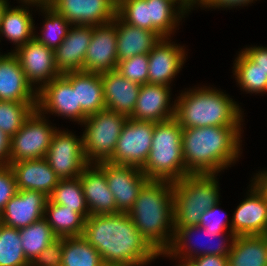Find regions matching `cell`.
<instances>
[{
    "instance_id": "cell-1",
    "label": "cell",
    "mask_w": 267,
    "mask_h": 266,
    "mask_svg": "<svg viewBox=\"0 0 267 266\" xmlns=\"http://www.w3.org/2000/svg\"><path fill=\"white\" fill-rule=\"evenodd\" d=\"M82 237L99 252L105 266H147L159 258L128 213L90 215Z\"/></svg>"
},
{
    "instance_id": "cell-2",
    "label": "cell",
    "mask_w": 267,
    "mask_h": 266,
    "mask_svg": "<svg viewBox=\"0 0 267 266\" xmlns=\"http://www.w3.org/2000/svg\"><path fill=\"white\" fill-rule=\"evenodd\" d=\"M242 129L222 126L183 128L186 171L189 174H218L234 165L242 154Z\"/></svg>"
},
{
    "instance_id": "cell-3",
    "label": "cell",
    "mask_w": 267,
    "mask_h": 266,
    "mask_svg": "<svg viewBox=\"0 0 267 266\" xmlns=\"http://www.w3.org/2000/svg\"><path fill=\"white\" fill-rule=\"evenodd\" d=\"M137 230L157 251L165 252L174 236L173 182L148 180L128 212Z\"/></svg>"
},
{
    "instance_id": "cell-4",
    "label": "cell",
    "mask_w": 267,
    "mask_h": 266,
    "mask_svg": "<svg viewBox=\"0 0 267 266\" xmlns=\"http://www.w3.org/2000/svg\"><path fill=\"white\" fill-rule=\"evenodd\" d=\"M174 101V118L182 128L242 127L244 124L241 106L226 92L210 85H198L187 91L185 88Z\"/></svg>"
},
{
    "instance_id": "cell-5",
    "label": "cell",
    "mask_w": 267,
    "mask_h": 266,
    "mask_svg": "<svg viewBox=\"0 0 267 266\" xmlns=\"http://www.w3.org/2000/svg\"><path fill=\"white\" fill-rule=\"evenodd\" d=\"M182 130L174 117L155 123L150 153L141 168L149 180L174 182L189 175L183 158Z\"/></svg>"
},
{
    "instance_id": "cell-6",
    "label": "cell",
    "mask_w": 267,
    "mask_h": 266,
    "mask_svg": "<svg viewBox=\"0 0 267 266\" xmlns=\"http://www.w3.org/2000/svg\"><path fill=\"white\" fill-rule=\"evenodd\" d=\"M218 174H189L173 182L175 228L198 225L202 215L220 202Z\"/></svg>"
},
{
    "instance_id": "cell-7",
    "label": "cell",
    "mask_w": 267,
    "mask_h": 266,
    "mask_svg": "<svg viewBox=\"0 0 267 266\" xmlns=\"http://www.w3.org/2000/svg\"><path fill=\"white\" fill-rule=\"evenodd\" d=\"M127 120L126 115L105 109L89 115L82 122L81 127H85L82 132L83 150L88 163L108 161L113 156Z\"/></svg>"
},
{
    "instance_id": "cell-8",
    "label": "cell",
    "mask_w": 267,
    "mask_h": 266,
    "mask_svg": "<svg viewBox=\"0 0 267 266\" xmlns=\"http://www.w3.org/2000/svg\"><path fill=\"white\" fill-rule=\"evenodd\" d=\"M197 233L205 235L207 240L197 239L198 242L193 241L194 235ZM234 238L235 235L232 232L217 233L216 231H208L198 225L179 227L174 229L171 246L165 252H159V256L170 257L177 260L176 262L179 260L188 261L200 255L228 256ZM201 241L204 243H201Z\"/></svg>"
},
{
    "instance_id": "cell-9",
    "label": "cell",
    "mask_w": 267,
    "mask_h": 266,
    "mask_svg": "<svg viewBox=\"0 0 267 266\" xmlns=\"http://www.w3.org/2000/svg\"><path fill=\"white\" fill-rule=\"evenodd\" d=\"M47 118L35 109L25 120L21 129L11 137L9 163L45 158L58 129Z\"/></svg>"
},
{
    "instance_id": "cell-10",
    "label": "cell",
    "mask_w": 267,
    "mask_h": 266,
    "mask_svg": "<svg viewBox=\"0 0 267 266\" xmlns=\"http://www.w3.org/2000/svg\"><path fill=\"white\" fill-rule=\"evenodd\" d=\"M45 159L60 179L79 177L89 164L84 156L83 136L58 128L53 134Z\"/></svg>"
},
{
    "instance_id": "cell-11",
    "label": "cell",
    "mask_w": 267,
    "mask_h": 266,
    "mask_svg": "<svg viewBox=\"0 0 267 266\" xmlns=\"http://www.w3.org/2000/svg\"><path fill=\"white\" fill-rule=\"evenodd\" d=\"M154 126V122L128 118L123 125L114 154L108 162L141 169L150 153Z\"/></svg>"
},
{
    "instance_id": "cell-12",
    "label": "cell",
    "mask_w": 267,
    "mask_h": 266,
    "mask_svg": "<svg viewBox=\"0 0 267 266\" xmlns=\"http://www.w3.org/2000/svg\"><path fill=\"white\" fill-rule=\"evenodd\" d=\"M36 109L43 115H56L65 119H72L80 126L88 117L80 105H77L76 90L61 75L44 85L37 91Z\"/></svg>"
},
{
    "instance_id": "cell-13",
    "label": "cell",
    "mask_w": 267,
    "mask_h": 266,
    "mask_svg": "<svg viewBox=\"0 0 267 266\" xmlns=\"http://www.w3.org/2000/svg\"><path fill=\"white\" fill-rule=\"evenodd\" d=\"M12 53L19 60L26 79L36 91L61 76L55 64L54 50L35 38Z\"/></svg>"
},
{
    "instance_id": "cell-14",
    "label": "cell",
    "mask_w": 267,
    "mask_h": 266,
    "mask_svg": "<svg viewBox=\"0 0 267 266\" xmlns=\"http://www.w3.org/2000/svg\"><path fill=\"white\" fill-rule=\"evenodd\" d=\"M98 164L105 170L108 187L113 193L117 210L128 213L149 178L135 166L112 164L108 161Z\"/></svg>"
},
{
    "instance_id": "cell-15",
    "label": "cell",
    "mask_w": 267,
    "mask_h": 266,
    "mask_svg": "<svg viewBox=\"0 0 267 266\" xmlns=\"http://www.w3.org/2000/svg\"><path fill=\"white\" fill-rule=\"evenodd\" d=\"M51 6L71 25H104L116 16L117 0H53Z\"/></svg>"
},
{
    "instance_id": "cell-16",
    "label": "cell",
    "mask_w": 267,
    "mask_h": 266,
    "mask_svg": "<svg viewBox=\"0 0 267 266\" xmlns=\"http://www.w3.org/2000/svg\"><path fill=\"white\" fill-rule=\"evenodd\" d=\"M250 182L246 198L240 201L231 219V230L235 236L267 234V200Z\"/></svg>"
},
{
    "instance_id": "cell-17",
    "label": "cell",
    "mask_w": 267,
    "mask_h": 266,
    "mask_svg": "<svg viewBox=\"0 0 267 266\" xmlns=\"http://www.w3.org/2000/svg\"><path fill=\"white\" fill-rule=\"evenodd\" d=\"M162 38L148 54V83L170 85L186 61L185 46ZM174 78V79H173Z\"/></svg>"
},
{
    "instance_id": "cell-18",
    "label": "cell",
    "mask_w": 267,
    "mask_h": 266,
    "mask_svg": "<svg viewBox=\"0 0 267 266\" xmlns=\"http://www.w3.org/2000/svg\"><path fill=\"white\" fill-rule=\"evenodd\" d=\"M116 25L111 21L93 27L84 59V71L102 74L117 68Z\"/></svg>"
},
{
    "instance_id": "cell-19",
    "label": "cell",
    "mask_w": 267,
    "mask_h": 266,
    "mask_svg": "<svg viewBox=\"0 0 267 266\" xmlns=\"http://www.w3.org/2000/svg\"><path fill=\"white\" fill-rule=\"evenodd\" d=\"M171 88L162 84L141 85L133 114L129 118L154 123L173 118L175 101L171 99Z\"/></svg>"
},
{
    "instance_id": "cell-20",
    "label": "cell",
    "mask_w": 267,
    "mask_h": 266,
    "mask_svg": "<svg viewBox=\"0 0 267 266\" xmlns=\"http://www.w3.org/2000/svg\"><path fill=\"white\" fill-rule=\"evenodd\" d=\"M48 196L34 190H17L0 214V223L22 229L42 219Z\"/></svg>"
},
{
    "instance_id": "cell-21",
    "label": "cell",
    "mask_w": 267,
    "mask_h": 266,
    "mask_svg": "<svg viewBox=\"0 0 267 266\" xmlns=\"http://www.w3.org/2000/svg\"><path fill=\"white\" fill-rule=\"evenodd\" d=\"M0 100L37 104V91L12 52L0 54Z\"/></svg>"
},
{
    "instance_id": "cell-22",
    "label": "cell",
    "mask_w": 267,
    "mask_h": 266,
    "mask_svg": "<svg viewBox=\"0 0 267 266\" xmlns=\"http://www.w3.org/2000/svg\"><path fill=\"white\" fill-rule=\"evenodd\" d=\"M79 178L90 215L120 213L108 187L105 170L98 163H89Z\"/></svg>"
},
{
    "instance_id": "cell-23",
    "label": "cell",
    "mask_w": 267,
    "mask_h": 266,
    "mask_svg": "<svg viewBox=\"0 0 267 266\" xmlns=\"http://www.w3.org/2000/svg\"><path fill=\"white\" fill-rule=\"evenodd\" d=\"M94 26L71 25L63 42L54 50L60 74L84 71V59Z\"/></svg>"
},
{
    "instance_id": "cell-24",
    "label": "cell",
    "mask_w": 267,
    "mask_h": 266,
    "mask_svg": "<svg viewBox=\"0 0 267 266\" xmlns=\"http://www.w3.org/2000/svg\"><path fill=\"white\" fill-rule=\"evenodd\" d=\"M17 190H34L50 196L60 181L45 158L9 163Z\"/></svg>"
},
{
    "instance_id": "cell-25",
    "label": "cell",
    "mask_w": 267,
    "mask_h": 266,
    "mask_svg": "<svg viewBox=\"0 0 267 266\" xmlns=\"http://www.w3.org/2000/svg\"><path fill=\"white\" fill-rule=\"evenodd\" d=\"M101 79L106 109L129 118L133 114L141 85L123 77L116 70L102 73Z\"/></svg>"
},
{
    "instance_id": "cell-26",
    "label": "cell",
    "mask_w": 267,
    "mask_h": 266,
    "mask_svg": "<svg viewBox=\"0 0 267 266\" xmlns=\"http://www.w3.org/2000/svg\"><path fill=\"white\" fill-rule=\"evenodd\" d=\"M76 90L77 105L89 116L105 110L101 74L77 71L62 75Z\"/></svg>"
},
{
    "instance_id": "cell-27",
    "label": "cell",
    "mask_w": 267,
    "mask_h": 266,
    "mask_svg": "<svg viewBox=\"0 0 267 266\" xmlns=\"http://www.w3.org/2000/svg\"><path fill=\"white\" fill-rule=\"evenodd\" d=\"M112 22L116 25L118 61L140 54L148 55L161 39L153 31L128 25L117 15Z\"/></svg>"
},
{
    "instance_id": "cell-28",
    "label": "cell",
    "mask_w": 267,
    "mask_h": 266,
    "mask_svg": "<svg viewBox=\"0 0 267 266\" xmlns=\"http://www.w3.org/2000/svg\"><path fill=\"white\" fill-rule=\"evenodd\" d=\"M31 6L38 8L39 5L23 2L21 4L20 2V5L16 7L11 8V5H8L4 11L0 37L4 36V39L11 41L15 45L13 47L15 49L11 52L34 38L36 26L34 24L35 20L29 10Z\"/></svg>"
},
{
    "instance_id": "cell-29",
    "label": "cell",
    "mask_w": 267,
    "mask_h": 266,
    "mask_svg": "<svg viewBox=\"0 0 267 266\" xmlns=\"http://www.w3.org/2000/svg\"><path fill=\"white\" fill-rule=\"evenodd\" d=\"M228 266H267V234L235 236Z\"/></svg>"
},
{
    "instance_id": "cell-30",
    "label": "cell",
    "mask_w": 267,
    "mask_h": 266,
    "mask_svg": "<svg viewBox=\"0 0 267 266\" xmlns=\"http://www.w3.org/2000/svg\"><path fill=\"white\" fill-rule=\"evenodd\" d=\"M174 1L147 0L148 30L155 32L161 39L172 38L186 13Z\"/></svg>"
},
{
    "instance_id": "cell-31",
    "label": "cell",
    "mask_w": 267,
    "mask_h": 266,
    "mask_svg": "<svg viewBox=\"0 0 267 266\" xmlns=\"http://www.w3.org/2000/svg\"><path fill=\"white\" fill-rule=\"evenodd\" d=\"M44 218L58 238L83 235L86 219L80 213L52 203L49 199L45 206Z\"/></svg>"
},
{
    "instance_id": "cell-32",
    "label": "cell",
    "mask_w": 267,
    "mask_h": 266,
    "mask_svg": "<svg viewBox=\"0 0 267 266\" xmlns=\"http://www.w3.org/2000/svg\"><path fill=\"white\" fill-rule=\"evenodd\" d=\"M232 69L240 90L247 94H265L267 74L243 50L237 54Z\"/></svg>"
},
{
    "instance_id": "cell-33",
    "label": "cell",
    "mask_w": 267,
    "mask_h": 266,
    "mask_svg": "<svg viewBox=\"0 0 267 266\" xmlns=\"http://www.w3.org/2000/svg\"><path fill=\"white\" fill-rule=\"evenodd\" d=\"M26 259L32 263L47 246L58 237L43 217L29 226L19 229Z\"/></svg>"
},
{
    "instance_id": "cell-34",
    "label": "cell",
    "mask_w": 267,
    "mask_h": 266,
    "mask_svg": "<svg viewBox=\"0 0 267 266\" xmlns=\"http://www.w3.org/2000/svg\"><path fill=\"white\" fill-rule=\"evenodd\" d=\"M62 266H105L99 252L82 236L63 238Z\"/></svg>"
},
{
    "instance_id": "cell-35",
    "label": "cell",
    "mask_w": 267,
    "mask_h": 266,
    "mask_svg": "<svg viewBox=\"0 0 267 266\" xmlns=\"http://www.w3.org/2000/svg\"><path fill=\"white\" fill-rule=\"evenodd\" d=\"M48 199L52 203L63 205L65 208L80 213L85 219L90 216L79 177L60 179Z\"/></svg>"
},
{
    "instance_id": "cell-36",
    "label": "cell",
    "mask_w": 267,
    "mask_h": 266,
    "mask_svg": "<svg viewBox=\"0 0 267 266\" xmlns=\"http://www.w3.org/2000/svg\"><path fill=\"white\" fill-rule=\"evenodd\" d=\"M38 9L42 16H45V21H43L40 35L35 33L34 38L55 50L65 39L71 24L49 5H39Z\"/></svg>"
},
{
    "instance_id": "cell-37",
    "label": "cell",
    "mask_w": 267,
    "mask_h": 266,
    "mask_svg": "<svg viewBox=\"0 0 267 266\" xmlns=\"http://www.w3.org/2000/svg\"><path fill=\"white\" fill-rule=\"evenodd\" d=\"M26 259L19 229L0 223V266H30Z\"/></svg>"
},
{
    "instance_id": "cell-38",
    "label": "cell",
    "mask_w": 267,
    "mask_h": 266,
    "mask_svg": "<svg viewBox=\"0 0 267 266\" xmlns=\"http://www.w3.org/2000/svg\"><path fill=\"white\" fill-rule=\"evenodd\" d=\"M37 104L0 100V130L8 137L15 135Z\"/></svg>"
},
{
    "instance_id": "cell-39",
    "label": "cell",
    "mask_w": 267,
    "mask_h": 266,
    "mask_svg": "<svg viewBox=\"0 0 267 266\" xmlns=\"http://www.w3.org/2000/svg\"><path fill=\"white\" fill-rule=\"evenodd\" d=\"M116 15L128 25L148 30L147 0H117Z\"/></svg>"
},
{
    "instance_id": "cell-40",
    "label": "cell",
    "mask_w": 267,
    "mask_h": 266,
    "mask_svg": "<svg viewBox=\"0 0 267 266\" xmlns=\"http://www.w3.org/2000/svg\"><path fill=\"white\" fill-rule=\"evenodd\" d=\"M148 55L140 54L118 61L116 71L140 85L148 83Z\"/></svg>"
},
{
    "instance_id": "cell-41",
    "label": "cell",
    "mask_w": 267,
    "mask_h": 266,
    "mask_svg": "<svg viewBox=\"0 0 267 266\" xmlns=\"http://www.w3.org/2000/svg\"><path fill=\"white\" fill-rule=\"evenodd\" d=\"M219 205L220 202L207 209V211L202 215L198 226L205 228L208 231H216L217 233L232 232L231 220L229 223L228 217H226L227 214L224 212L223 214L225 215V219H227H223L221 216L222 210L219 209ZM219 213L220 216H218Z\"/></svg>"
},
{
    "instance_id": "cell-42",
    "label": "cell",
    "mask_w": 267,
    "mask_h": 266,
    "mask_svg": "<svg viewBox=\"0 0 267 266\" xmlns=\"http://www.w3.org/2000/svg\"><path fill=\"white\" fill-rule=\"evenodd\" d=\"M17 193L14 173L9 165H0V214Z\"/></svg>"
},
{
    "instance_id": "cell-43",
    "label": "cell",
    "mask_w": 267,
    "mask_h": 266,
    "mask_svg": "<svg viewBox=\"0 0 267 266\" xmlns=\"http://www.w3.org/2000/svg\"><path fill=\"white\" fill-rule=\"evenodd\" d=\"M63 238H57L45 248L30 266H59L62 264Z\"/></svg>"
},
{
    "instance_id": "cell-44",
    "label": "cell",
    "mask_w": 267,
    "mask_h": 266,
    "mask_svg": "<svg viewBox=\"0 0 267 266\" xmlns=\"http://www.w3.org/2000/svg\"><path fill=\"white\" fill-rule=\"evenodd\" d=\"M257 0H196V7L204 9H232L237 7L248 6Z\"/></svg>"
},
{
    "instance_id": "cell-45",
    "label": "cell",
    "mask_w": 267,
    "mask_h": 266,
    "mask_svg": "<svg viewBox=\"0 0 267 266\" xmlns=\"http://www.w3.org/2000/svg\"><path fill=\"white\" fill-rule=\"evenodd\" d=\"M187 262L190 266H228V257L219 255H200Z\"/></svg>"
},
{
    "instance_id": "cell-46",
    "label": "cell",
    "mask_w": 267,
    "mask_h": 266,
    "mask_svg": "<svg viewBox=\"0 0 267 266\" xmlns=\"http://www.w3.org/2000/svg\"><path fill=\"white\" fill-rule=\"evenodd\" d=\"M249 47V48H248ZM246 46L242 50L267 74V47Z\"/></svg>"
},
{
    "instance_id": "cell-47",
    "label": "cell",
    "mask_w": 267,
    "mask_h": 266,
    "mask_svg": "<svg viewBox=\"0 0 267 266\" xmlns=\"http://www.w3.org/2000/svg\"><path fill=\"white\" fill-rule=\"evenodd\" d=\"M11 138L0 130V165H9Z\"/></svg>"
},
{
    "instance_id": "cell-48",
    "label": "cell",
    "mask_w": 267,
    "mask_h": 266,
    "mask_svg": "<svg viewBox=\"0 0 267 266\" xmlns=\"http://www.w3.org/2000/svg\"><path fill=\"white\" fill-rule=\"evenodd\" d=\"M251 178L252 179L250 181L258 187L267 200V170L264 169L262 171H258V173L253 175Z\"/></svg>"
},
{
    "instance_id": "cell-49",
    "label": "cell",
    "mask_w": 267,
    "mask_h": 266,
    "mask_svg": "<svg viewBox=\"0 0 267 266\" xmlns=\"http://www.w3.org/2000/svg\"><path fill=\"white\" fill-rule=\"evenodd\" d=\"M174 1L186 14L196 7V0H170Z\"/></svg>"
},
{
    "instance_id": "cell-50",
    "label": "cell",
    "mask_w": 267,
    "mask_h": 266,
    "mask_svg": "<svg viewBox=\"0 0 267 266\" xmlns=\"http://www.w3.org/2000/svg\"><path fill=\"white\" fill-rule=\"evenodd\" d=\"M19 3H34L37 5H49L53 0H17Z\"/></svg>"
},
{
    "instance_id": "cell-51",
    "label": "cell",
    "mask_w": 267,
    "mask_h": 266,
    "mask_svg": "<svg viewBox=\"0 0 267 266\" xmlns=\"http://www.w3.org/2000/svg\"><path fill=\"white\" fill-rule=\"evenodd\" d=\"M9 0H0V30L2 24V18L6 7L10 4Z\"/></svg>"
},
{
    "instance_id": "cell-52",
    "label": "cell",
    "mask_w": 267,
    "mask_h": 266,
    "mask_svg": "<svg viewBox=\"0 0 267 266\" xmlns=\"http://www.w3.org/2000/svg\"><path fill=\"white\" fill-rule=\"evenodd\" d=\"M175 266H190V264L187 261L179 260L178 265L175 264Z\"/></svg>"
}]
</instances>
